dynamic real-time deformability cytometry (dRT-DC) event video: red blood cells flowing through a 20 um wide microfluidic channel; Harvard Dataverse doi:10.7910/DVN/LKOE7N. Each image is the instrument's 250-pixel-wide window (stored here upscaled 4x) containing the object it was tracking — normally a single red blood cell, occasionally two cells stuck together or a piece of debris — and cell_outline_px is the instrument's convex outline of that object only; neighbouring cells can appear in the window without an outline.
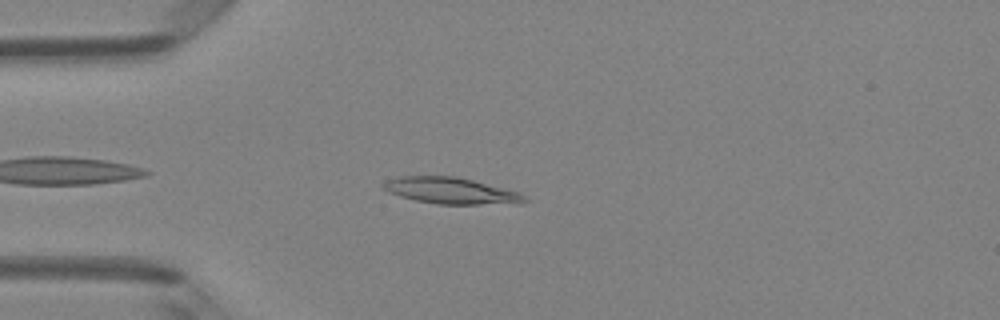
{"species": "Egyptian fruit bat (a non-hibernating species)", "species_latin": "Rousettus aegyptiacus", "temperature_condition": "room temperature", "stored_images_in_passage": 40, "camera_frame_rate_fps": 3000, "um_per_image_px": 0.085, "animal": {"sex": "female"}, "frame": {"image": 1, "passage_image": 4, "time_ms": 1.0, "image_size_px": [1000, 320], "cell_outline_px": [[528, 200], [520, 204], [436, 204], [416, 200], [400, 196], [388, 192], [380, 184], [388, 180], [400, 176], [456, 176], [520, 192]], "centroid_in_image_um": [38.35, 16.22], "position_along_channel_um": 46.6, "area_um2": 21.68}}
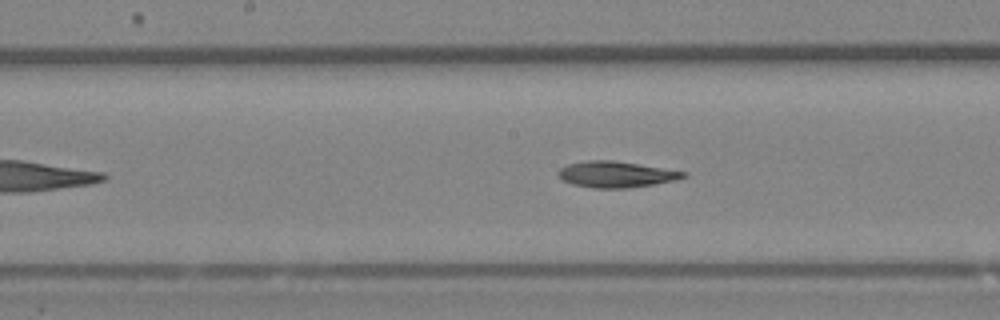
{"frame": {"image": 2, "passage_image": 16, "time_ms": 5.0, "image_size_px": [1000, 320], "cell_outline_px": [[688, 176], [676, 180], [628, 188], [592, 188], [572, 184], [556, 176], [556, 172], [560, 168], [568, 164], [588, 160], [612, 160], [688, 172]], "centroid_in_image_um": [52.34, 14.82], "position_along_channel_um": 195.9, "area_um2": 19.02}}
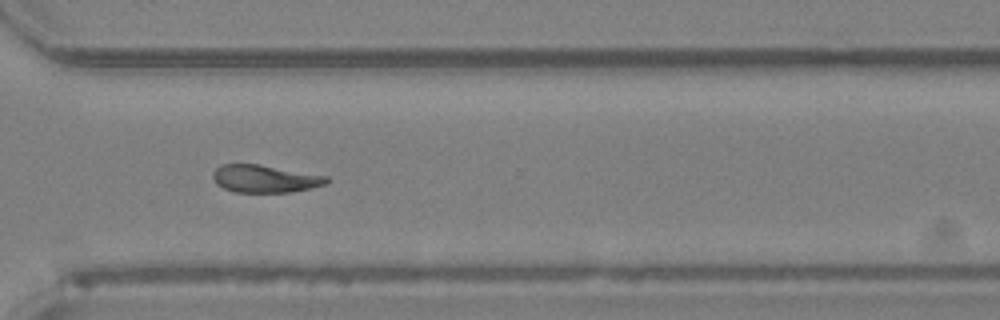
{"frame": {"image": 3, "passage_image": 27, "time_ms": 8.667, "image_size_px": [1000, 320], "cell_outline_px": [[332, 180], [328, 184], [312, 188], [292, 192], [236, 192], [224, 188], [216, 184], [212, 176], [212, 172], [220, 164], [260, 164], [328, 176]], "centroid_in_image_um": [22.56, 15.19], "position_along_channel_um": 348.0, "area_um2": 18.55}, "authors_computed_cell_mechanics": {"area_um2": 18.785, "velocity_mm_per_s": 4.1539, "shape_relaxation_time_tau1_ms": 10.3493, "shape_relaxation_time_tau2_ms": null, "deformation_change_tau1": 0.2247, "deformation_change_tau2": null}}